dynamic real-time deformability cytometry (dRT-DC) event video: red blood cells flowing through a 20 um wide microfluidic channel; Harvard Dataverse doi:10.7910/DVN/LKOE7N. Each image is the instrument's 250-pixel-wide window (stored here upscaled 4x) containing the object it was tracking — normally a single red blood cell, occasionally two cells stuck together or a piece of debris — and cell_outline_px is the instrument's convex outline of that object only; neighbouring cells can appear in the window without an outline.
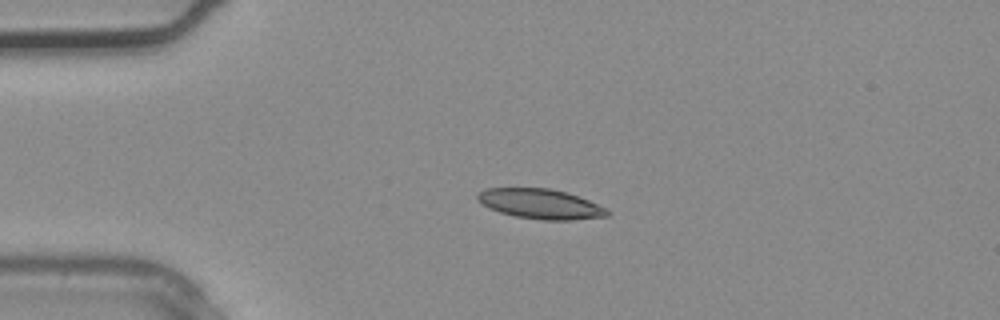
{"species": "common noctule bat (a hibernating species)", "species_latin": "Nyctalus noctula", "temperature_condition": "warm", "stored_images_in_passage": 2, "camera_frame_rate_fps": 3000, "um_per_image_px": 0.085, "animal": {"sex": "male", "body_mass_g": 20.4}, "frame": {"image": 1, "passage_image": 1, "time_ms": 0.0, "image_size_px": [1000, 320], "cell_outline_px": [[608, 216], [572, 220], [544, 220], [516, 216], [500, 212], [488, 208], [476, 200], [476, 196], [484, 188], [552, 188], [568, 192], [588, 200], [604, 208], [608, 212]], "centroid_in_image_um": [45.89, 17.32], "position_along_channel_um": 39.1, "area_um2": 22.54}}
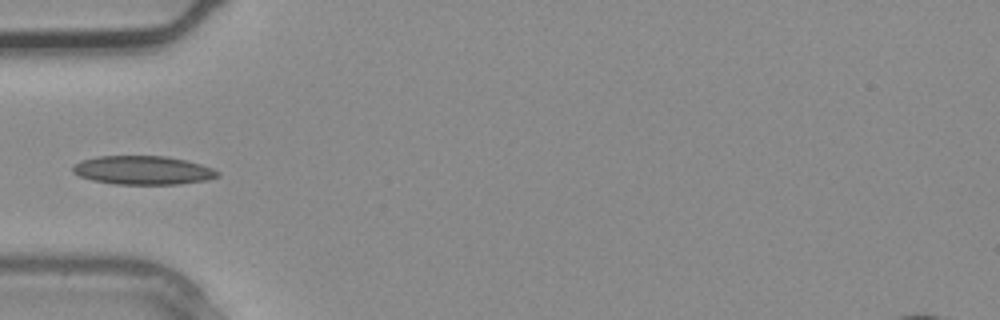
{"frame": {"image": 2, "passage_image": 2, "time_ms": 0.333, "image_size_px": [1000, 320], "cell_outline_px": [[220, 176], [208, 180], [180, 184], [116, 184], [92, 180], [80, 176], [72, 172], [72, 164], [80, 160], [96, 156], [168, 156], [200, 164], [212, 168], [220, 172]], "centroid_in_image_um": [12.13, 14.47], "position_along_channel_um": 72.9, "area_um2": 24.39}}